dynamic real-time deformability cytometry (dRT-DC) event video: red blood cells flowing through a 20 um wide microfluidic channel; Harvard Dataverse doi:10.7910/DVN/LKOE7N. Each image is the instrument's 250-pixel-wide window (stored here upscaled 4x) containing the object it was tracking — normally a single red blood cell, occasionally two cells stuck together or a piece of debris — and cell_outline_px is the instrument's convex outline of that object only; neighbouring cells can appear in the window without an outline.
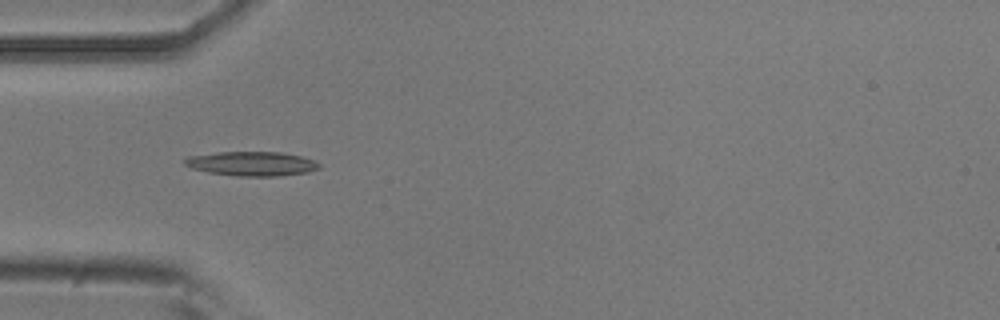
{"species": "common noctule bat (a hibernating species)", "species_latin": "Nyctalus noctula", "temperature_condition": "room temperature", "stored_images_in_passage": 6, "camera_frame_rate_fps": 3000, "um_per_image_px": 0.085, "animal": {"sex": "male", "body_mass_g": 20.5, "forearm_length_mm": 52.5}, "frame": {"image": 1, "passage_image": 3, "time_ms": 0.667, "image_size_px": [1000, 320], "cell_outline_px": [[320, 168], [308, 172], [280, 176], [236, 176], [208, 172], [192, 168], [184, 164], [184, 160], [188, 156], [220, 152], [280, 152], [300, 156], [316, 160], [320, 164]], "centroid_in_image_um": [21.43, 13.91], "position_along_channel_um": 63.6, "area_um2": 19.07}}
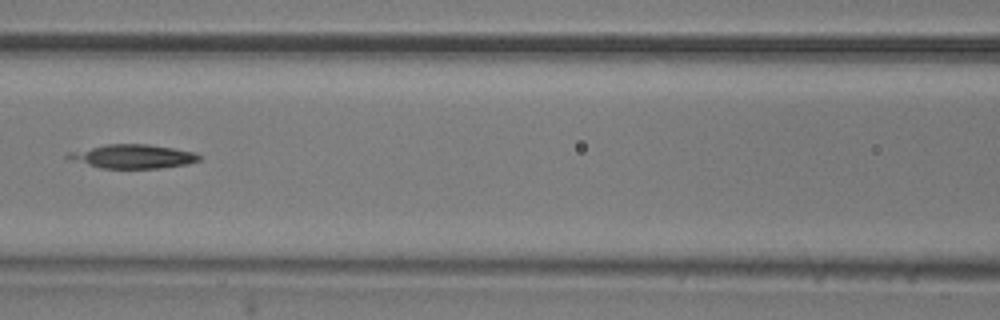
{"frame": {"image": 2, "passage_image": 5, "time_ms": 1.333, "image_size_px": [1000, 320], "cell_outline_px": [[200, 160], [188, 164], [160, 168], [100, 168], [68, 160], [64, 156], [68, 152], [104, 144], [148, 144], [196, 152], [200, 156]], "centroid_in_image_um": [11.24, 13.29], "position_along_channel_um": 155.4, "area_um2": 18.44}}
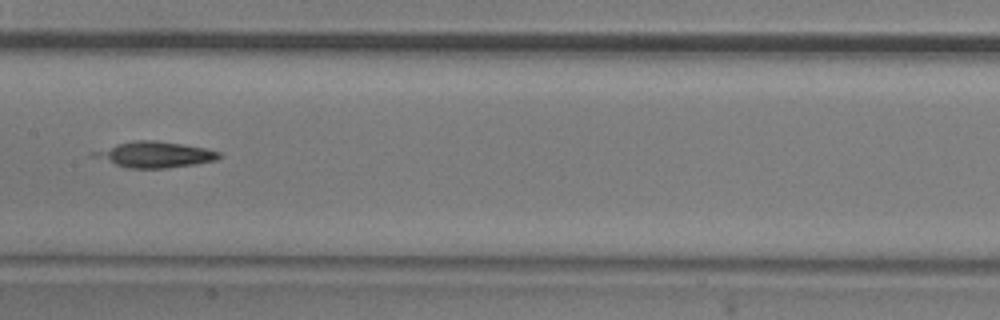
{"frame": {"image": 3, "passage_image": 6, "time_ms": 1.667, "image_size_px": [1000, 320], "cell_outline_px": [[220, 156], [216, 160], [196, 164], [164, 168], [128, 168], [92, 156], [88, 152], [116, 144], [132, 140], [156, 140], [184, 144], [204, 148], [220, 152]], "centroid_in_image_um": [13.13, 13.12], "position_along_channel_um": 194.3, "area_um2": 18.84}}